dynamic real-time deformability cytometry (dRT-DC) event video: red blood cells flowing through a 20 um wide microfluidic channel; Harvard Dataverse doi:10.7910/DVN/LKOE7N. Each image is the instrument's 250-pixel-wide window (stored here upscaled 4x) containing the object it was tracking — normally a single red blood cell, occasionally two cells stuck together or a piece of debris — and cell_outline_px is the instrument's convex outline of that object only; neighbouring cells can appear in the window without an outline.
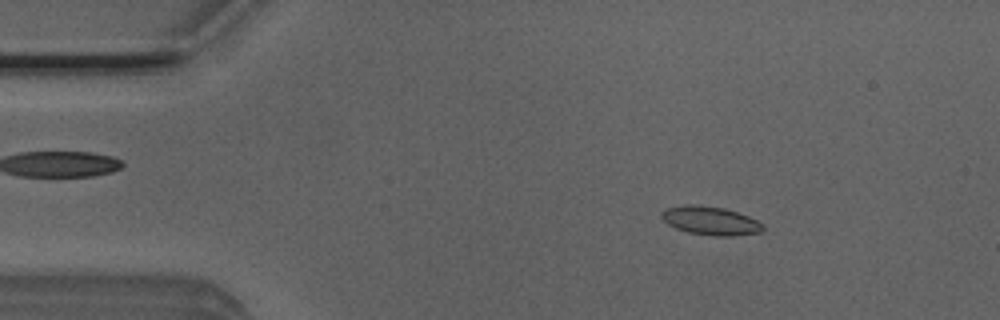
{"species": "Egyptian fruit bat (a non-hibernating species)", "species_latin": "Rousettus aegyptiacus", "temperature_condition": "room temperature", "stored_images_in_passage": 4, "camera_frame_rate_fps": 3000, "um_per_image_px": 0.085, "animal": {"sex": "male"}, "frame": {"image": 1, "passage_image": 2, "time_ms": 0.333, "image_size_px": [1000, 320], "cell_outline_px": [[764, 228], [760, 232], [732, 236], [712, 236], [688, 232], [676, 228], [668, 224], [660, 216], [668, 208], [688, 204], [724, 208], [748, 216], [764, 224]], "centroid_in_image_um": [60.42, 18.77], "position_along_channel_um": 24.6, "area_um2": 16.59}}
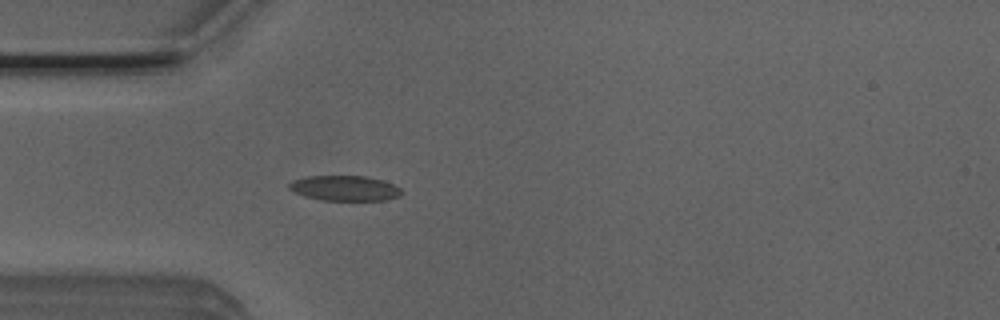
{"frame": {"image": 2, "passage_image": 4, "time_ms": 1.0, "image_size_px": [1000, 320], "cell_outline_px": [[404, 192], [400, 196], [384, 200], [320, 200], [304, 196], [292, 192], [288, 188], [288, 184], [292, 180], [308, 176], [364, 176], [380, 180], [392, 184], [400, 188]], "centroid_in_image_um": [29.26, 16.0], "position_along_channel_um": 55.7, "area_um2": 16.53}}